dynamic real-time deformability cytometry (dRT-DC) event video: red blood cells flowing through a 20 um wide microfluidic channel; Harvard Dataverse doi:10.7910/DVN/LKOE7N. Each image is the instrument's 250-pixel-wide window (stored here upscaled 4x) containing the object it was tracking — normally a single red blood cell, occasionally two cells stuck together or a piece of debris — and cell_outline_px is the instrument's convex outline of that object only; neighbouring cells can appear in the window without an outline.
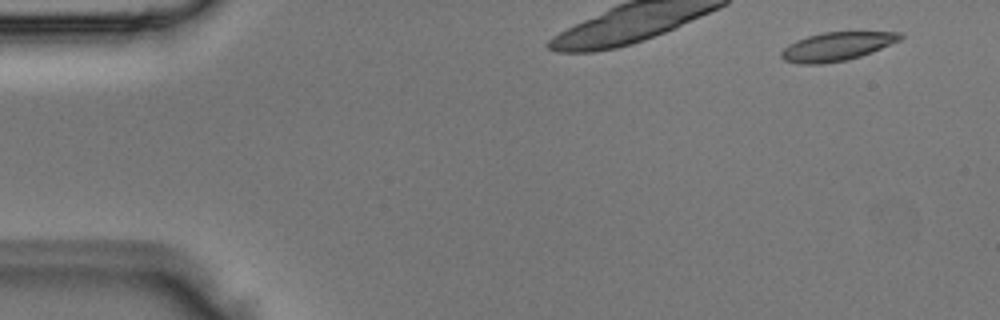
{"species": "Egyptian fruit bat (a non-hibernating species)", "species_latin": "Rousettus aegyptiacus", "temperature_condition": "room temperature", "stored_images_in_passage": 3, "camera_frame_rate_fps": 3000, "um_per_image_px": 0.085, "animal": {"sex": "male"}, "frame": {"image": 1, "passage_image": 1, "time_ms": 0.0, "image_size_px": [1000, 320], "cell_outline_px": [[904, 36], [900, 40], [860, 56], [848, 60], [824, 64], [800, 64], [784, 60], [780, 56], [780, 52], [788, 44], [796, 40], [808, 36], [824, 32], [900, 32]], "centroid_in_image_um": [71.09, 3.95], "position_along_channel_um": 13.9, "area_um2": 19.71}}